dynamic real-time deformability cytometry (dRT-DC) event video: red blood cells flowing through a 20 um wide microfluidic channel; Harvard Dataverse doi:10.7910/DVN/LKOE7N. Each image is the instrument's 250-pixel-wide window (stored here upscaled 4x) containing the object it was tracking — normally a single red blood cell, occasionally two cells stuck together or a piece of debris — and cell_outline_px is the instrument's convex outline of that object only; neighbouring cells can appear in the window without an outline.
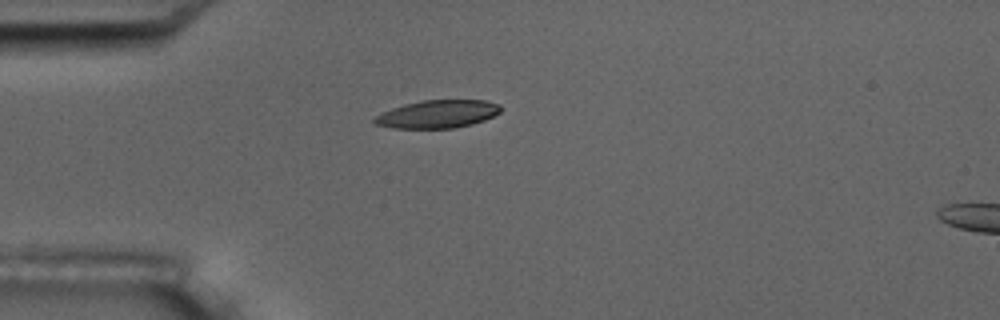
{"species": "common noctule bat (a hibernating species)", "species_latin": "Nyctalus noctula", "temperature_condition": "room temperature", "stored_images_in_passage": 1, "camera_frame_rate_fps": 3000, "um_per_image_px": 0.085, "animal": {"sex": "male", "body_mass_g": 17.5, "forearm_length_mm": 52.3}, "frame": {"image": 1, "passage_image": 1, "time_ms": 0.0, "image_size_px": [1000, 320], "cell_outline_px": [[500, 112], [484, 120], [472, 124], [452, 128], [392, 128], [376, 124], [372, 120], [380, 112], [404, 104], [424, 100], [488, 100], [500, 104]], "centroid_in_image_um": [37.19, 9.69], "position_along_channel_um": 47.8, "area_um2": 20.52}}